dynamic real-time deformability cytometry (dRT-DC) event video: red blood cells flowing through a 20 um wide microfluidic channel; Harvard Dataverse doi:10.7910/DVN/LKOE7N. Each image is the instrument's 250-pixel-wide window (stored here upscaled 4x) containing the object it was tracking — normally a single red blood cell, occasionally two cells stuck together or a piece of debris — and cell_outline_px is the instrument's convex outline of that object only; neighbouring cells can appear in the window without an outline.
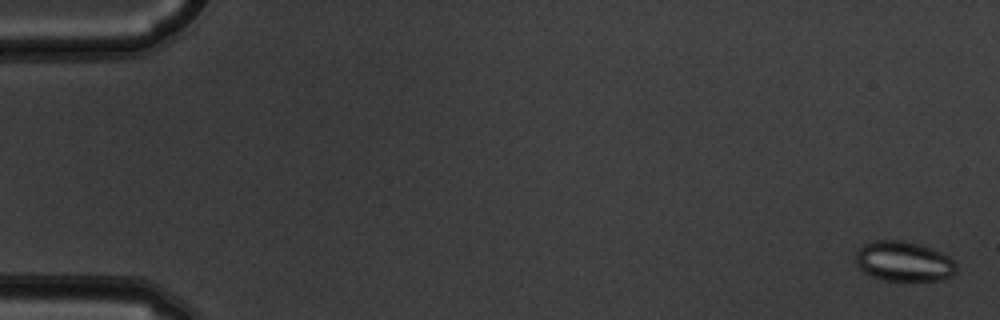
{"species": "common noctule bat (a hibernating species)", "species_latin": "Nyctalus noctula", "temperature_condition": "warm", "stored_images_in_passage": 6, "camera_frame_rate_fps": 3000, "um_per_image_px": 0.085, "animal": {"sex": "male", "body_mass_g": 19.5, "forearm_length_mm": 54.6}, "frame": {"image": 1, "passage_image": 1, "time_ms": 0.0, "image_size_px": [1000, 320], "cell_outline_px": [[956, 272], [952, 276], [940, 280], [880, 280], [864, 272], [860, 268], [856, 260], [856, 252], [864, 244], [872, 240], [904, 240], [920, 244], [940, 252], [948, 256], [956, 264]], "centroid_in_image_um": [76.82, 22.21], "position_along_channel_um": 8.2, "area_um2": 23.41}}